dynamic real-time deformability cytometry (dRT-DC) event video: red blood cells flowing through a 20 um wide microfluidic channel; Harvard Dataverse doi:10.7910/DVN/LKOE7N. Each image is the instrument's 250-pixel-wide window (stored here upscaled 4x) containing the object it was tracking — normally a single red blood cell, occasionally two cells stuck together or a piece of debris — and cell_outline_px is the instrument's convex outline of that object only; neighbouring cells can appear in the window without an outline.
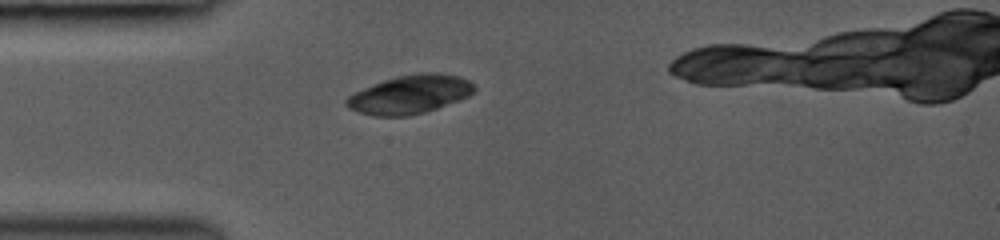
{"species": "common noctule bat (a hibernating species)", "species_latin": "Nyctalus noctula", "temperature_condition": "room temperature", "stored_images_in_passage": 20, "segment_of_instrument_passage": [1, 2], "camera_frame_rate_fps": 3000, "um_per_image_px": 0.085, "animal": {"sex": "female", "body_mass_g": 19.0, "forearm_length_mm": 53.3}, "frame": {"image": 1, "passage_image": 2, "time_ms": 0.333, "image_size_px": [1000, 240], "cell_outline_px": [[476, 88], [468, 96], [460, 100], [424, 112], [408, 116], [376, 116], [360, 112], [348, 108], [344, 104], [344, 100], [348, 96], [364, 88], [384, 80], [396, 76], [420, 72], [436, 72], [460, 76], [468, 80]], "centroid_in_image_um": [34.84, 8.02], "position_along_channel_um": 50.2, "area_um2": 28.61}}
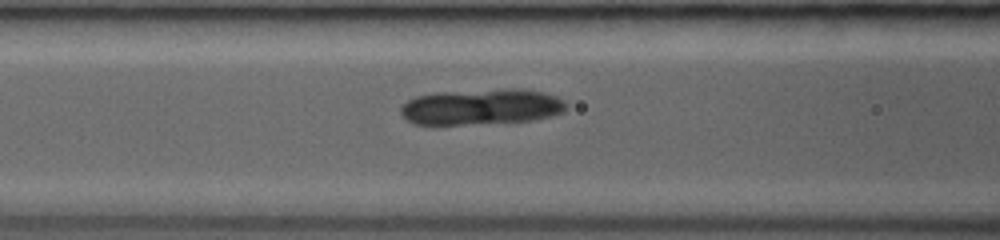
{"frame": {"image": 2, "passage_image": 7, "time_ms": 2.333, "image_size_px": [1000, 240], "cell_outline_px": [[568, 104], [564, 112], [552, 116], [532, 120], [436, 128], [412, 124], [400, 116], [400, 108], [408, 100], [416, 96], [436, 92], [508, 88], [524, 88], [544, 92], [556, 96], [564, 100]], "centroid_in_image_um": [40.85, 9.12], "position_along_channel_um": 125.8, "area_um2": 36.3}}